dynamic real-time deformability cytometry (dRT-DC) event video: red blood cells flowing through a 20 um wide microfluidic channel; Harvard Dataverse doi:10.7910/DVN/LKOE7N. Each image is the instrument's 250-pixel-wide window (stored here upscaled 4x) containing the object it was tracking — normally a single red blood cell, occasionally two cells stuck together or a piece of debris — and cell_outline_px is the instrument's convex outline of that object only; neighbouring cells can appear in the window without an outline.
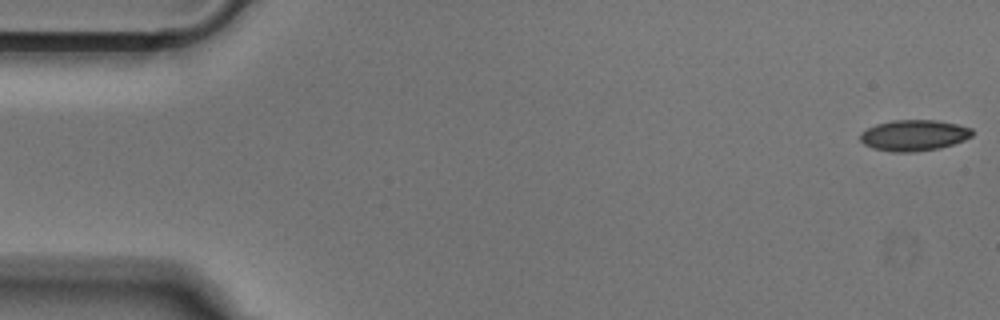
{"species": "Egyptian fruit bat (a non-hibernating species)", "species_latin": "Rousettus aegyptiacus", "temperature_condition": "cold", "stored_images_in_passage": 51, "camera_frame_rate_fps": 3000, "um_per_image_px": 0.085, "animal": {"sex": "male"}, "frame": {"image": 1, "passage_image": 1, "time_ms": 0.0, "image_size_px": [1000, 320], "cell_outline_px": [[972, 136], [964, 140], [940, 148], [916, 152], [892, 152], [872, 148], [864, 144], [860, 140], [860, 132], [876, 124], [892, 120], [936, 120], [956, 124], [972, 128]], "centroid_in_image_um": [77.66, 11.51], "position_along_channel_um": 7.3, "area_um2": 20.29}}
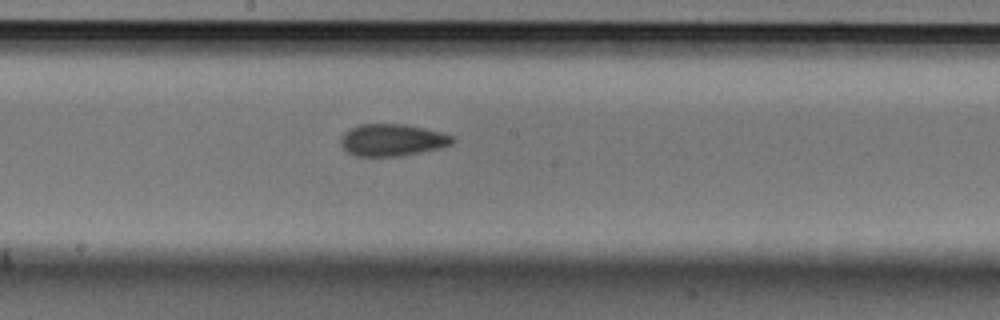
{"frame": {"image": 2, "passage_image": 27, "time_ms": 8.667, "image_size_px": [1000, 320], "cell_outline_px": [[456, 140], [452, 144], [440, 148], [400, 156], [356, 156], [348, 152], [340, 144], [340, 140], [344, 132], [360, 124], [404, 124], [440, 132], [452, 136]], "centroid_in_image_um": [33.33, 11.9], "position_along_channel_um": 214.9, "area_um2": 20.69}}
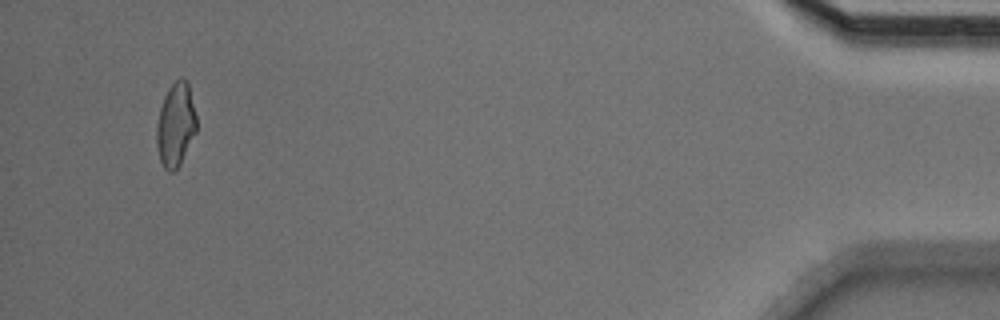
{"frame": {"image": 3, "passage_image": 49, "time_ms": 16.0, "image_size_px": [1000, 320], "cell_outline_px": [[196, 132], [180, 164], [172, 172], [168, 172], [164, 168], [160, 160], [156, 144], [156, 124], [160, 108], [164, 96], [168, 88], [180, 76], [188, 84], [196, 116]], "centroid_in_image_um": [14.91, 10.62], "position_along_channel_um": 420.3, "area_um2": 19.36}}